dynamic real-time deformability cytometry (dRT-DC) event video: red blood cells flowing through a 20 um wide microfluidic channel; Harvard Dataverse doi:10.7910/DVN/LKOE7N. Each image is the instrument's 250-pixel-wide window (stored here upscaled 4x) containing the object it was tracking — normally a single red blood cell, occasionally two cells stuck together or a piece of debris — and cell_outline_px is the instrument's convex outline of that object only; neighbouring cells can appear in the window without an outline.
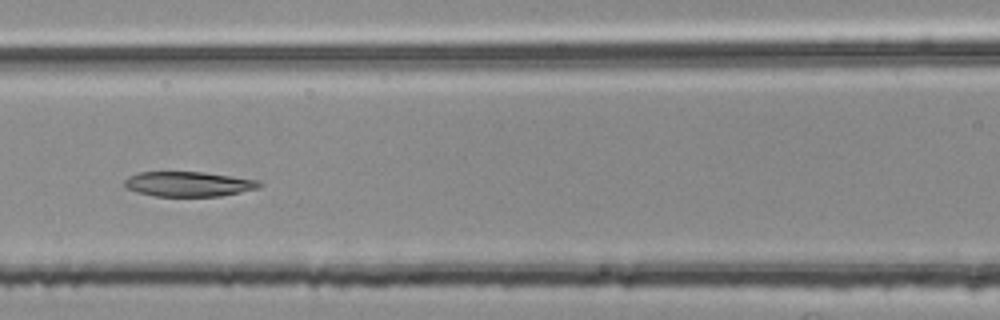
{"species": "common noctule bat (a hibernating species)", "species_latin": "Nyctalus noctula", "temperature_condition": "room temperature", "stored_images_in_passage": 52, "segment_of_instrument_passage": [2, 2], "camera_frame_rate_fps": 3000, "um_per_image_px": 0.085, "animal": {"sex": "female", "body_mass_g": 25.1}, "frame": {"image": 1, "passage_image": 24, "time_ms": 7.667, "image_size_px": [1000, 320], "cell_outline_px": [[264, 184], [260, 188], [220, 196], [156, 196], [124, 188], [124, 180], [128, 176], [140, 172], [204, 172], [260, 180]], "centroid_in_image_um": [16.06, 15.64], "position_along_channel_um": 150.5, "area_um2": 19.65}}
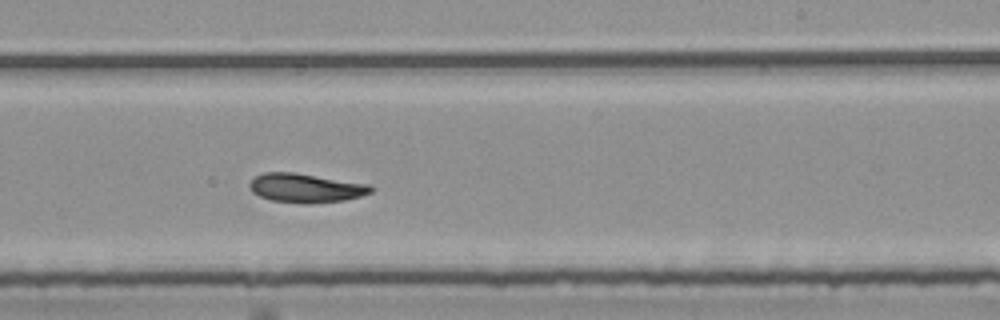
{"frame": {"image": 2, "passage_image": 33, "time_ms": 10.667, "image_size_px": [1000, 320], "cell_outline_px": [[372, 192], [360, 196], [344, 200], [308, 204], [272, 200], [260, 196], [252, 192], [248, 188], [248, 184], [256, 176], [264, 172], [292, 172], [368, 184], [372, 188]], "centroid_in_image_um": [25.95, 15.98], "position_along_channel_um": 263.1, "area_um2": 20.29}}
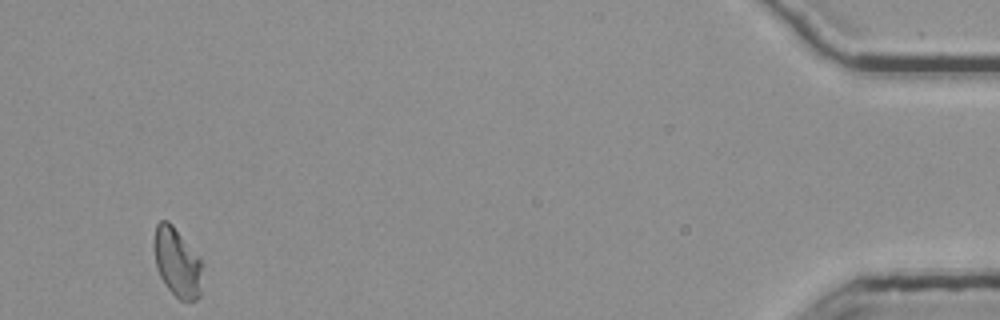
{"frame": {"image": 3, "passage_image": 52, "time_ms": 17.0, "image_size_px": [1000, 320], "cell_outline_px": [[200, 296], [196, 300], [180, 300], [164, 284], [156, 268], [152, 244], [156, 224], [160, 220], [168, 220], [172, 224], [200, 260]], "centroid_in_image_um": [14.98, 22.28], "position_along_channel_um": 420.2, "area_um2": 19.13}}